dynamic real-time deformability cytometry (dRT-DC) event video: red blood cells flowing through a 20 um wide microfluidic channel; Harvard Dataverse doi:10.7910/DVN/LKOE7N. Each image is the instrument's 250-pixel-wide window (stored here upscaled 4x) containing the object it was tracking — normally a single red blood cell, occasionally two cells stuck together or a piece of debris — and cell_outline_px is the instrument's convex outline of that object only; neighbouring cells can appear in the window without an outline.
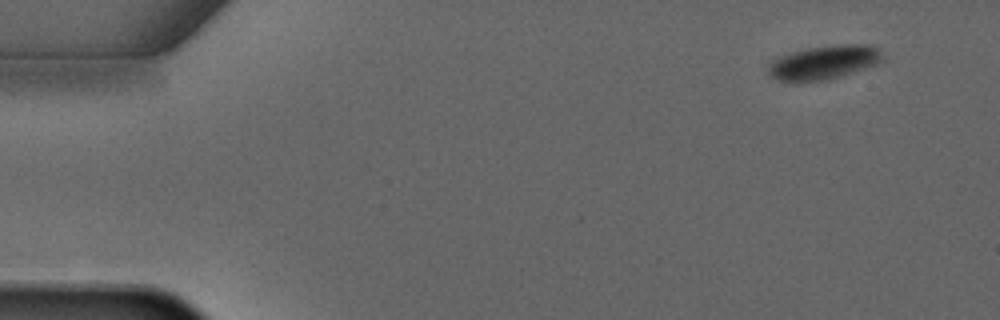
{"species": "common noctule bat (a hibernating species)", "species_latin": "Nyctalus noctula", "temperature_condition": "warm", "stored_images_in_passage": 5, "camera_frame_rate_fps": 3000, "um_per_image_px": 0.085, "animal": {"sex": "male", "forearm_length_mm": 52.5}, "frame": {"image": 1, "passage_image": 5, "time_ms": 4.667, "image_size_px": [1000, 320], "cell_outline_px": [[884, 60], [876, 64], [828, 80], [796, 84], [776, 80], [768, 72], [768, 64], [772, 60], [780, 56], [792, 52], [808, 48], [840, 44], [868, 44], [880, 48]], "centroid_in_image_um": [70.01, 5.33], "position_along_channel_um": 15.0, "area_um2": 23.06}}